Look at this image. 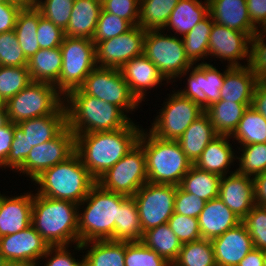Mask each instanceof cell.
Returning a JSON list of instances; mask_svg holds the SVG:
<instances>
[{
    "label": "cell",
    "instance_id": "cell-1",
    "mask_svg": "<svg viewBox=\"0 0 266 266\" xmlns=\"http://www.w3.org/2000/svg\"><path fill=\"white\" fill-rule=\"evenodd\" d=\"M142 129L131 120L118 130L78 134L75 136V151L97 180L138 143Z\"/></svg>",
    "mask_w": 266,
    "mask_h": 266
},
{
    "label": "cell",
    "instance_id": "cell-2",
    "mask_svg": "<svg viewBox=\"0 0 266 266\" xmlns=\"http://www.w3.org/2000/svg\"><path fill=\"white\" fill-rule=\"evenodd\" d=\"M31 225L50 246L77 244L78 204L34 192Z\"/></svg>",
    "mask_w": 266,
    "mask_h": 266
},
{
    "label": "cell",
    "instance_id": "cell-3",
    "mask_svg": "<svg viewBox=\"0 0 266 266\" xmlns=\"http://www.w3.org/2000/svg\"><path fill=\"white\" fill-rule=\"evenodd\" d=\"M67 126L76 135L125 127L129 118L118 106L84 94L79 88L64 97Z\"/></svg>",
    "mask_w": 266,
    "mask_h": 266
},
{
    "label": "cell",
    "instance_id": "cell-4",
    "mask_svg": "<svg viewBox=\"0 0 266 266\" xmlns=\"http://www.w3.org/2000/svg\"><path fill=\"white\" fill-rule=\"evenodd\" d=\"M32 183L38 186L36 193L39 195L80 204L96 180L75 152L67 160L45 170Z\"/></svg>",
    "mask_w": 266,
    "mask_h": 266
},
{
    "label": "cell",
    "instance_id": "cell-5",
    "mask_svg": "<svg viewBox=\"0 0 266 266\" xmlns=\"http://www.w3.org/2000/svg\"><path fill=\"white\" fill-rule=\"evenodd\" d=\"M146 129H142L138 143L146 155L148 182L179 186L193 164L177 140L160 139Z\"/></svg>",
    "mask_w": 266,
    "mask_h": 266
},
{
    "label": "cell",
    "instance_id": "cell-6",
    "mask_svg": "<svg viewBox=\"0 0 266 266\" xmlns=\"http://www.w3.org/2000/svg\"><path fill=\"white\" fill-rule=\"evenodd\" d=\"M124 197L102 189L97 183L90 189L87 197L78 204L79 243L114 240L118 203Z\"/></svg>",
    "mask_w": 266,
    "mask_h": 266
},
{
    "label": "cell",
    "instance_id": "cell-7",
    "mask_svg": "<svg viewBox=\"0 0 266 266\" xmlns=\"http://www.w3.org/2000/svg\"><path fill=\"white\" fill-rule=\"evenodd\" d=\"M64 104V96L54 84L31 81L5 103L7 121L24 120L54 114Z\"/></svg>",
    "mask_w": 266,
    "mask_h": 266
},
{
    "label": "cell",
    "instance_id": "cell-8",
    "mask_svg": "<svg viewBox=\"0 0 266 266\" xmlns=\"http://www.w3.org/2000/svg\"><path fill=\"white\" fill-rule=\"evenodd\" d=\"M143 54L158 68L167 85L176 82L193 65L186 56L182 38L164 30L146 31Z\"/></svg>",
    "mask_w": 266,
    "mask_h": 266
},
{
    "label": "cell",
    "instance_id": "cell-9",
    "mask_svg": "<svg viewBox=\"0 0 266 266\" xmlns=\"http://www.w3.org/2000/svg\"><path fill=\"white\" fill-rule=\"evenodd\" d=\"M62 69L54 84L65 97L71 90L79 88L89 73L97 66L95 44L88 38L65 36L61 46Z\"/></svg>",
    "mask_w": 266,
    "mask_h": 266
},
{
    "label": "cell",
    "instance_id": "cell-10",
    "mask_svg": "<svg viewBox=\"0 0 266 266\" xmlns=\"http://www.w3.org/2000/svg\"><path fill=\"white\" fill-rule=\"evenodd\" d=\"M147 182L146 155L139 143L96 180L102 189L127 197Z\"/></svg>",
    "mask_w": 266,
    "mask_h": 266
},
{
    "label": "cell",
    "instance_id": "cell-11",
    "mask_svg": "<svg viewBox=\"0 0 266 266\" xmlns=\"http://www.w3.org/2000/svg\"><path fill=\"white\" fill-rule=\"evenodd\" d=\"M79 89L84 94L118 106L129 118L127 113L132 114L140 108V103L132 95L120 69L117 68L96 66Z\"/></svg>",
    "mask_w": 266,
    "mask_h": 266
},
{
    "label": "cell",
    "instance_id": "cell-12",
    "mask_svg": "<svg viewBox=\"0 0 266 266\" xmlns=\"http://www.w3.org/2000/svg\"><path fill=\"white\" fill-rule=\"evenodd\" d=\"M176 89L169 95L164 106L159 109L157 116L151 123L150 131L153 135L164 140H178L185 130L199 118L205 110L191 99L181 95Z\"/></svg>",
    "mask_w": 266,
    "mask_h": 266
},
{
    "label": "cell",
    "instance_id": "cell-13",
    "mask_svg": "<svg viewBox=\"0 0 266 266\" xmlns=\"http://www.w3.org/2000/svg\"><path fill=\"white\" fill-rule=\"evenodd\" d=\"M177 187L147 182L134 194L143 233L168 223L174 213Z\"/></svg>",
    "mask_w": 266,
    "mask_h": 266
},
{
    "label": "cell",
    "instance_id": "cell-14",
    "mask_svg": "<svg viewBox=\"0 0 266 266\" xmlns=\"http://www.w3.org/2000/svg\"><path fill=\"white\" fill-rule=\"evenodd\" d=\"M75 150V134L66 126L52 140L32 147L25 162L15 173H22L33 182L48 168L67 160Z\"/></svg>",
    "mask_w": 266,
    "mask_h": 266
},
{
    "label": "cell",
    "instance_id": "cell-15",
    "mask_svg": "<svg viewBox=\"0 0 266 266\" xmlns=\"http://www.w3.org/2000/svg\"><path fill=\"white\" fill-rule=\"evenodd\" d=\"M230 68V66L226 65L225 71L220 72L211 63L192 65L179 76V78L181 77L180 81H182V76L186 77L187 75V83L184 89H177V91L205 110L208 106L220 100V89L225 73Z\"/></svg>",
    "mask_w": 266,
    "mask_h": 266
},
{
    "label": "cell",
    "instance_id": "cell-16",
    "mask_svg": "<svg viewBox=\"0 0 266 266\" xmlns=\"http://www.w3.org/2000/svg\"><path fill=\"white\" fill-rule=\"evenodd\" d=\"M146 30L139 25L126 33L95 45L97 67L120 69L132 58L143 54Z\"/></svg>",
    "mask_w": 266,
    "mask_h": 266
},
{
    "label": "cell",
    "instance_id": "cell-17",
    "mask_svg": "<svg viewBox=\"0 0 266 266\" xmlns=\"http://www.w3.org/2000/svg\"><path fill=\"white\" fill-rule=\"evenodd\" d=\"M251 37L226 26L213 22L209 36L208 57L227 61L230 67H243L249 64ZM246 58V59H245ZM247 62L244 65L240 61Z\"/></svg>",
    "mask_w": 266,
    "mask_h": 266
},
{
    "label": "cell",
    "instance_id": "cell-18",
    "mask_svg": "<svg viewBox=\"0 0 266 266\" xmlns=\"http://www.w3.org/2000/svg\"><path fill=\"white\" fill-rule=\"evenodd\" d=\"M49 247L32 225L15 234L0 237V252L7 261L42 265L40 259Z\"/></svg>",
    "mask_w": 266,
    "mask_h": 266
},
{
    "label": "cell",
    "instance_id": "cell-19",
    "mask_svg": "<svg viewBox=\"0 0 266 266\" xmlns=\"http://www.w3.org/2000/svg\"><path fill=\"white\" fill-rule=\"evenodd\" d=\"M218 197L243 219L255 206L253 177L237 171L221 177Z\"/></svg>",
    "mask_w": 266,
    "mask_h": 266
},
{
    "label": "cell",
    "instance_id": "cell-20",
    "mask_svg": "<svg viewBox=\"0 0 266 266\" xmlns=\"http://www.w3.org/2000/svg\"><path fill=\"white\" fill-rule=\"evenodd\" d=\"M120 72L132 95L140 104L147 99L149 89L161 87V85H164L162 82L166 81L159 73L158 68L144 54L126 62L120 68Z\"/></svg>",
    "mask_w": 266,
    "mask_h": 266
},
{
    "label": "cell",
    "instance_id": "cell-21",
    "mask_svg": "<svg viewBox=\"0 0 266 266\" xmlns=\"http://www.w3.org/2000/svg\"><path fill=\"white\" fill-rule=\"evenodd\" d=\"M217 266H237L254 248L243 222L211 240Z\"/></svg>",
    "mask_w": 266,
    "mask_h": 266
},
{
    "label": "cell",
    "instance_id": "cell-22",
    "mask_svg": "<svg viewBox=\"0 0 266 266\" xmlns=\"http://www.w3.org/2000/svg\"><path fill=\"white\" fill-rule=\"evenodd\" d=\"M3 199L0 208V237L15 234L31 225L33 193L10 195Z\"/></svg>",
    "mask_w": 266,
    "mask_h": 266
},
{
    "label": "cell",
    "instance_id": "cell-23",
    "mask_svg": "<svg viewBox=\"0 0 266 266\" xmlns=\"http://www.w3.org/2000/svg\"><path fill=\"white\" fill-rule=\"evenodd\" d=\"M242 222V219L230 210L217 197L207 201L198 216V225L203 239L212 240Z\"/></svg>",
    "mask_w": 266,
    "mask_h": 266
},
{
    "label": "cell",
    "instance_id": "cell-24",
    "mask_svg": "<svg viewBox=\"0 0 266 266\" xmlns=\"http://www.w3.org/2000/svg\"><path fill=\"white\" fill-rule=\"evenodd\" d=\"M230 140V136L217 135L203 150L194 166L220 177L235 172L236 169L229 171L232 164L234 167V161L237 162L236 150L232 148Z\"/></svg>",
    "mask_w": 266,
    "mask_h": 266
},
{
    "label": "cell",
    "instance_id": "cell-25",
    "mask_svg": "<svg viewBox=\"0 0 266 266\" xmlns=\"http://www.w3.org/2000/svg\"><path fill=\"white\" fill-rule=\"evenodd\" d=\"M213 21L252 37L258 29L249 18L246 0H208Z\"/></svg>",
    "mask_w": 266,
    "mask_h": 266
},
{
    "label": "cell",
    "instance_id": "cell-26",
    "mask_svg": "<svg viewBox=\"0 0 266 266\" xmlns=\"http://www.w3.org/2000/svg\"><path fill=\"white\" fill-rule=\"evenodd\" d=\"M32 147L55 138L67 126V109L63 104L54 114L24 120L17 124Z\"/></svg>",
    "mask_w": 266,
    "mask_h": 266
},
{
    "label": "cell",
    "instance_id": "cell-27",
    "mask_svg": "<svg viewBox=\"0 0 266 266\" xmlns=\"http://www.w3.org/2000/svg\"><path fill=\"white\" fill-rule=\"evenodd\" d=\"M74 245L75 251L83 252L84 266H125V241L96 240Z\"/></svg>",
    "mask_w": 266,
    "mask_h": 266
},
{
    "label": "cell",
    "instance_id": "cell-28",
    "mask_svg": "<svg viewBox=\"0 0 266 266\" xmlns=\"http://www.w3.org/2000/svg\"><path fill=\"white\" fill-rule=\"evenodd\" d=\"M257 76L250 67H231L226 73L220 89V100L234 103H252Z\"/></svg>",
    "mask_w": 266,
    "mask_h": 266
},
{
    "label": "cell",
    "instance_id": "cell-29",
    "mask_svg": "<svg viewBox=\"0 0 266 266\" xmlns=\"http://www.w3.org/2000/svg\"><path fill=\"white\" fill-rule=\"evenodd\" d=\"M101 10V0H75L65 36L92 40Z\"/></svg>",
    "mask_w": 266,
    "mask_h": 266
},
{
    "label": "cell",
    "instance_id": "cell-30",
    "mask_svg": "<svg viewBox=\"0 0 266 266\" xmlns=\"http://www.w3.org/2000/svg\"><path fill=\"white\" fill-rule=\"evenodd\" d=\"M208 14V0H179L163 30L167 33L171 30L173 35L183 37Z\"/></svg>",
    "mask_w": 266,
    "mask_h": 266
},
{
    "label": "cell",
    "instance_id": "cell-31",
    "mask_svg": "<svg viewBox=\"0 0 266 266\" xmlns=\"http://www.w3.org/2000/svg\"><path fill=\"white\" fill-rule=\"evenodd\" d=\"M216 136L210 117L204 112L177 141L187 159L194 165L206 146Z\"/></svg>",
    "mask_w": 266,
    "mask_h": 266
},
{
    "label": "cell",
    "instance_id": "cell-32",
    "mask_svg": "<svg viewBox=\"0 0 266 266\" xmlns=\"http://www.w3.org/2000/svg\"><path fill=\"white\" fill-rule=\"evenodd\" d=\"M249 106H252V103H234L219 100L208 106L205 113L210 117L217 135L231 137Z\"/></svg>",
    "mask_w": 266,
    "mask_h": 266
},
{
    "label": "cell",
    "instance_id": "cell-33",
    "mask_svg": "<svg viewBox=\"0 0 266 266\" xmlns=\"http://www.w3.org/2000/svg\"><path fill=\"white\" fill-rule=\"evenodd\" d=\"M62 62L60 47L39 49L28 59L27 67L31 80L55 84L59 80Z\"/></svg>",
    "mask_w": 266,
    "mask_h": 266
},
{
    "label": "cell",
    "instance_id": "cell-34",
    "mask_svg": "<svg viewBox=\"0 0 266 266\" xmlns=\"http://www.w3.org/2000/svg\"><path fill=\"white\" fill-rule=\"evenodd\" d=\"M143 230L140 224L137 205L133 197L125 196L118 203V215L115 220V241H142Z\"/></svg>",
    "mask_w": 266,
    "mask_h": 266
},
{
    "label": "cell",
    "instance_id": "cell-35",
    "mask_svg": "<svg viewBox=\"0 0 266 266\" xmlns=\"http://www.w3.org/2000/svg\"><path fill=\"white\" fill-rule=\"evenodd\" d=\"M38 23L39 10L33 3L24 5L18 13L14 32L27 59L40 49L37 41Z\"/></svg>",
    "mask_w": 266,
    "mask_h": 266
},
{
    "label": "cell",
    "instance_id": "cell-36",
    "mask_svg": "<svg viewBox=\"0 0 266 266\" xmlns=\"http://www.w3.org/2000/svg\"><path fill=\"white\" fill-rule=\"evenodd\" d=\"M142 242L171 265L178 258L182 243L168 223L149 229L143 233Z\"/></svg>",
    "mask_w": 266,
    "mask_h": 266
},
{
    "label": "cell",
    "instance_id": "cell-37",
    "mask_svg": "<svg viewBox=\"0 0 266 266\" xmlns=\"http://www.w3.org/2000/svg\"><path fill=\"white\" fill-rule=\"evenodd\" d=\"M220 179L219 175L200 170L192 165L179 187L207 202L218 197Z\"/></svg>",
    "mask_w": 266,
    "mask_h": 266
},
{
    "label": "cell",
    "instance_id": "cell-38",
    "mask_svg": "<svg viewBox=\"0 0 266 266\" xmlns=\"http://www.w3.org/2000/svg\"><path fill=\"white\" fill-rule=\"evenodd\" d=\"M213 22L211 15L208 14L191 31L181 37L186 56L193 65L199 64L200 61L201 64L206 63L204 60L208 58L209 36Z\"/></svg>",
    "mask_w": 266,
    "mask_h": 266
},
{
    "label": "cell",
    "instance_id": "cell-39",
    "mask_svg": "<svg viewBox=\"0 0 266 266\" xmlns=\"http://www.w3.org/2000/svg\"><path fill=\"white\" fill-rule=\"evenodd\" d=\"M231 138L232 143L237 141L236 143L240 146L266 143V119L252 106H249Z\"/></svg>",
    "mask_w": 266,
    "mask_h": 266
},
{
    "label": "cell",
    "instance_id": "cell-40",
    "mask_svg": "<svg viewBox=\"0 0 266 266\" xmlns=\"http://www.w3.org/2000/svg\"><path fill=\"white\" fill-rule=\"evenodd\" d=\"M179 0H140L138 25L146 30H163Z\"/></svg>",
    "mask_w": 266,
    "mask_h": 266
},
{
    "label": "cell",
    "instance_id": "cell-41",
    "mask_svg": "<svg viewBox=\"0 0 266 266\" xmlns=\"http://www.w3.org/2000/svg\"><path fill=\"white\" fill-rule=\"evenodd\" d=\"M172 266H217L211 240L202 238L182 244Z\"/></svg>",
    "mask_w": 266,
    "mask_h": 266
},
{
    "label": "cell",
    "instance_id": "cell-42",
    "mask_svg": "<svg viewBox=\"0 0 266 266\" xmlns=\"http://www.w3.org/2000/svg\"><path fill=\"white\" fill-rule=\"evenodd\" d=\"M239 151L237 160L238 166L236 171L254 177L262 172L266 171V143H255L246 146L238 147Z\"/></svg>",
    "mask_w": 266,
    "mask_h": 266
},
{
    "label": "cell",
    "instance_id": "cell-43",
    "mask_svg": "<svg viewBox=\"0 0 266 266\" xmlns=\"http://www.w3.org/2000/svg\"><path fill=\"white\" fill-rule=\"evenodd\" d=\"M31 81L27 66H0V98L6 103Z\"/></svg>",
    "mask_w": 266,
    "mask_h": 266
},
{
    "label": "cell",
    "instance_id": "cell-44",
    "mask_svg": "<svg viewBox=\"0 0 266 266\" xmlns=\"http://www.w3.org/2000/svg\"><path fill=\"white\" fill-rule=\"evenodd\" d=\"M75 0H33L41 16L65 30L70 20Z\"/></svg>",
    "mask_w": 266,
    "mask_h": 266
},
{
    "label": "cell",
    "instance_id": "cell-45",
    "mask_svg": "<svg viewBox=\"0 0 266 266\" xmlns=\"http://www.w3.org/2000/svg\"><path fill=\"white\" fill-rule=\"evenodd\" d=\"M125 266H171L142 241H125Z\"/></svg>",
    "mask_w": 266,
    "mask_h": 266
},
{
    "label": "cell",
    "instance_id": "cell-46",
    "mask_svg": "<svg viewBox=\"0 0 266 266\" xmlns=\"http://www.w3.org/2000/svg\"><path fill=\"white\" fill-rule=\"evenodd\" d=\"M132 27L128 21L102 9L92 41L96 45L98 42L126 33Z\"/></svg>",
    "mask_w": 266,
    "mask_h": 266
},
{
    "label": "cell",
    "instance_id": "cell-47",
    "mask_svg": "<svg viewBox=\"0 0 266 266\" xmlns=\"http://www.w3.org/2000/svg\"><path fill=\"white\" fill-rule=\"evenodd\" d=\"M28 59L19 46L14 30L0 34V66H27Z\"/></svg>",
    "mask_w": 266,
    "mask_h": 266
},
{
    "label": "cell",
    "instance_id": "cell-48",
    "mask_svg": "<svg viewBox=\"0 0 266 266\" xmlns=\"http://www.w3.org/2000/svg\"><path fill=\"white\" fill-rule=\"evenodd\" d=\"M256 249H266V207L255 205L242 219Z\"/></svg>",
    "mask_w": 266,
    "mask_h": 266
},
{
    "label": "cell",
    "instance_id": "cell-49",
    "mask_svg": "<svg viewBox=\"0 0 266 266\" xmlns=\"http://www.w3.org/2000/svg\"><path fill=\"white\" fill-rule=\"evenodd\" d=\"M265 38V39H264ZM266 28L258 30L250 41L248 66L258 80L266 79Z\"/></svg>",
    "mask_w": 266,
    "mask_h": 266
},
{
    "label": "cell",
    "instance_id": "cell-50",
    "mask_svg": "<svg viewBox=\"0 0 266 266\" xmlns=\"http://www.w3.org/2000/svg\"><path fill=\"white\" fill-rule=\"evenodd\" d=\"M168 224L182 244L202 239L198 218L173 213Z\"/></svg>",
    "mask_w": 266,
    "mask_h": 266
},
{
    "label": "cell",
    "instance_id": "cell-51",
    "mask_svg": "<svg viewBox=\"0 0 266 266\" xmlns=\"http://www.w3.org/2000/svg\"><path fill=\"white\" fill-rule=\"evenodd\" d=\"M29 153V143L21 128L14 124V138L11 143L10 153L6 162L0 167L4 169H12L16 171L26 160Z\"/></svg>",
    "mask_w": 266,
    "mask_h": 266
},
{
    "label": "cell",
    "instance_id": "cell-52",
    "mask_svg": "<svg viewBox=\"0 0 266 266\" xmlns=\"http://www.w3.org/2000/svg\"><path fill=\"white\" fill-rule=\"evenodd\" d=\"M65 38V31L41 16L37 26V41L40 49L60 47Z\"/></svg>",
    "mask_w": 266,
    "mask_h": 266
},
{
    "label": "cell",
    "instance_id": "cell-53",
    "mask_svg": "<svg viewBox=\"0 0 266 266\" xmlns=\"http://www.w3.org/2000/svg\"><path fill=\"white\" fill-rule=\"evenodd\" d=\"M140 0H101L102 9L114 14L132 26L138 25Z\"/></svg>",
    "mask_w": 266,
    "mask_h": 266
},
{
    "label": "cell",
    "instance_id": "cell-54",
    "mask_svg": "<svg viewBox=\"0 0 266 266\" xmlns=\"http://www.w3.org/2000/svg\"><path fill=\"white\" fill-rule=\"evenodd\" d=\"M205 203L203 199L183 191L179 186L176 188L174 213L198 218Z\"/></svg>",
    "mask_w": 266,
    "mask_h": 266
},
{
    "label": "cell",
    "instance_id": "cell-55",
    "mask_svg": "<svg viewBox=\"0 0 266 266\" xmlns=\"http://www.w3.org/2000/svg\"><path fill=\"white\" fill-rule=\"evenodd\" d=\"M69 247L71 246H50L41 258H46L44 266H84V256L81 255V260L75 259V251L71 253Z\"/></svg>",
    "mask_w": 266,
    "mask_h": 266
},
{
    "label": "cell",
    "instance_id": "cell-56",
    "mask_svg": "<svg viewBox=\"0 0 266 266\" xmlns=\"http://www.w3.org/2000/svg\"><path fill=\"white\" fill-rule=\"evenodd\" d=\"M24 5L15 0H0V34L14 30L18 13Z\"/></svg>",
    "mask_w": 266,
    "mask_h": 266
},
{
    "label": "cell",
    "instance_id": "cell-57",
    "mask_svg": "<svg viewBox=\"0 0 266 266\" xmlns=\"http://www.w3.org/2000/svg\"><path fill=\"white\" fill-rule=\"evenodd\" d=\"M249 18L258 29L266 28V0H246Z\"/></svg>",
    "mask_w": 266,
    "mask_h": 266
},
{
    "label": "cell",
    "instance_id": "cell-58",
    "mask_svg": "<svg viewBox=\"0 0 266 266\" xmlns=\"http://www.w3.org/2000/svg\"><path fill=\"white\" fill-rule=\"evenodd\" d=\"M14 138V123L7 121L0 127V167L6 162Z\"/></svg>",
    "mask_w": 266,
    "mask_h": 266
},
{
    "label": "cell",
    "instance_id": "cell-59",
    "mask_svg": "<svg viewBox=\"0 0 266 266\" xmlns=\"http://www.w3.org/2000/svg\"><path fill=\"white\" fill-rule=\"evenodd\" d=\"M252 107L266 119V79L257 81Z\"/></svg>",
    "mask_w": 266,
    "mask_h": 266
},
{
    "label": "cell",
    "instance_id": "cell-60",
    "mask_svg": "<svg viewBox=\"0 0 266 266\" xmlns=\"http://www.w3.org/2000/svg\"><path fill=\"white\" fill-rule=\"evenodd\" d=\"M255 205L266 207V171L253 177Z\"/></svg>",
    "mask_w": 266,
    "mask_h": 266
},
{
    "label": "cell",
    "instance_id": "cell-61",
    "mask_svg": "<svg viewBox=\"0 0 266 266\" xmlns=\"http://www.w3.org/2000/svg\"><path fill=\"white\" fill-rule=\"evenodd\" d=\"M237 266H265L263 250L253 248Z\"/></svg>",
    "mask_w": 266,
    "mask_h": 266
},
{
    "label": "cell",
    "instance_id": "cell-62",
    "mask_svg": "<svg viewBox=\"0 0 266 266\" xmlns=\"http://www.w3.org/2000/svg\"><path fill=\"white\" fill-rule=\"evenodd\" d=\"M4 266H35L33 264H28L26 262H15V261H7Z\"/></svg>",
    "mask_w": 266,
    "mask_h": 266
},
{
    "label": "cell",
    "instance_id": "cell-63",
    "mask_svg": "<svg viewBox=\"0 0 266 266\" xmlns=\"http://www.w3.org/2000/svg\"><path fill=\"white\" fill-rule=\"evenodd\" d=\"M7 122L6 110H0V127Z\"/></svg>",
    "mask_w": 266,
    "mask_h": 266
},
{
    "label": "cell",
    "instance_id": "cell-64",
    "mask_svg": "<svg viewBox=\"0 0 266 266\" xmlns=\"http://www.w3.org/2000/svg\"><path fill=\"white\" fill-rule=\"evenodd\" d=\"M7 260L4 258L3 254L0 252V266H4Z\"/></svg>",
    "mask_w": 266,
    "mask_h": 266
},
{
    "label": "cell",
    "instance_id": "cell-65",
    "mask_svg": "<svg viewBox=\"0 0 266 266\" xmlns=\"http://www.w3.org/2000/svg\"><path fill=\"white\" fill-rule=\"evenodd\" d=\"M21 3H24L25 5L31 4L33 0H15Z\"/></svg>",
    "mask_w": 266,
    "mask_h": 266
},
{
    "label": "cell",
    "instance_id": "cell-66",
    "mask_svg": "<svg viewBox=\"0 0 266 266\" xmlns=\"http://www.w3.org/2000/svg\"><path fill=\"white\" fill-rule=\"evenodd\" d=\"M0 110H6L5 102L0 98Z\"/></svg>",
    "mask_w": 266,
    "mask_h": 266
},
{
    "label": "cell",
    "instance_id": "cell-67",
    "mask_svg": "<svg viewBox=\"0 0 266 266\" xmlns=\"http://www.w3.org/2000/svg\"><path fill=\"white\" fill-rule=\"evenodd\" d=\"M7 195L4 194H1L0 192V208H1V205H2V202H3V199L6 197Z\"/></svg>",
    "mask_w": 266,
    "mask_h": 266
},
{
    "label": "cell",
    "instance_id": "cell-68",
    "mask_svg": "<svg viewBox=\"0 0 266 266\" xmlns=\"http://www.w3.org/2000/svg\"><path fill=\"white\" fill-rule=\"evenodd\" d=\"M263 256H264V263H265V266H266V249L263 250Z\"/></svg>",
    "mask_w": 266,
    "mask_h": 266
}]
</instances>
